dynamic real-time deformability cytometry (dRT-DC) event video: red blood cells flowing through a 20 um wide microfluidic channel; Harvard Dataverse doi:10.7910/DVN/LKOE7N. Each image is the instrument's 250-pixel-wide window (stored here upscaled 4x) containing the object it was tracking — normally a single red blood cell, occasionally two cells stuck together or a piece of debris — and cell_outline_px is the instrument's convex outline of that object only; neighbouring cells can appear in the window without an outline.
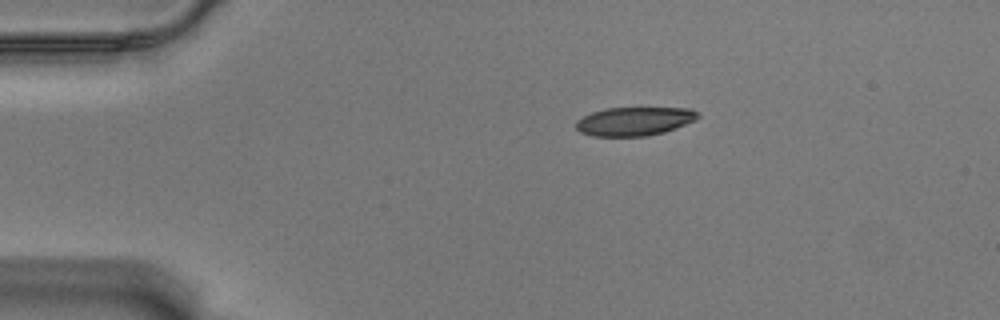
{"species": "Egyptian fruit bat (a non-hibernating species)", "species_latin": "Rousettus aegyptiacus", "temperature_condition": "warm", "stored_images_in_passage": 47, "camera_frame_rate_fps": 3000, "um_per_image_px": 0.085, "animal": {"sex": "male"}, "frame": {"image": 1, "passage_image": 1, "time_ms": 0.0, "image_size_px": [1000, 320], "cell_outline_px": [[700, 116], [696, 120], [676, 128], [664, 132], [648, 136], [592, 136], [580, 132], [576, 128], [576, 120], [592, 112], [604, 108], [692, 108]], "centroid_in_image_um": [53.92, 10.31], "position_along_channel_um": 31.1, "area_um2": 20.4}}
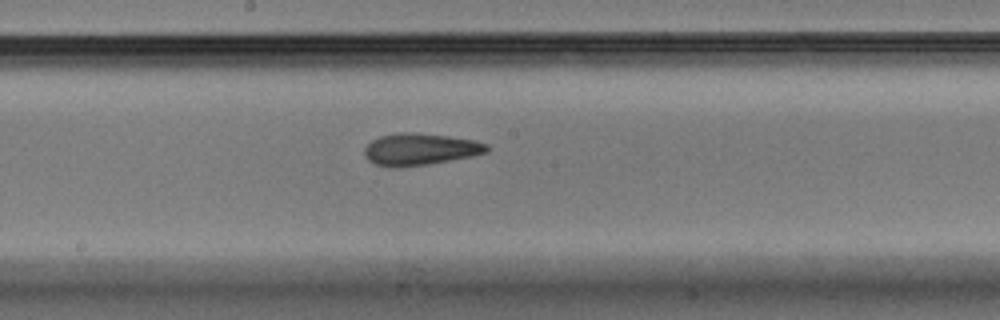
{"frame": {"image": 2, "passage_image": 21, "time_ms": 6.667, "image_size_px": [1000, 320], "cell_outline_px": [[488, 152], [472, 156], [428, 164], [400, 168], [392, 168], [376, 164], [368, 160], [364, 156], [364, 148], [372, 140], [380, 136], [400, 132], [416, 132], [448, 136], [476, 140], [488, 144]], "centroid_in_image_um": [35.69, 12.69], "position_along_channel_um": 212.5, "area_um2": 22.95}}
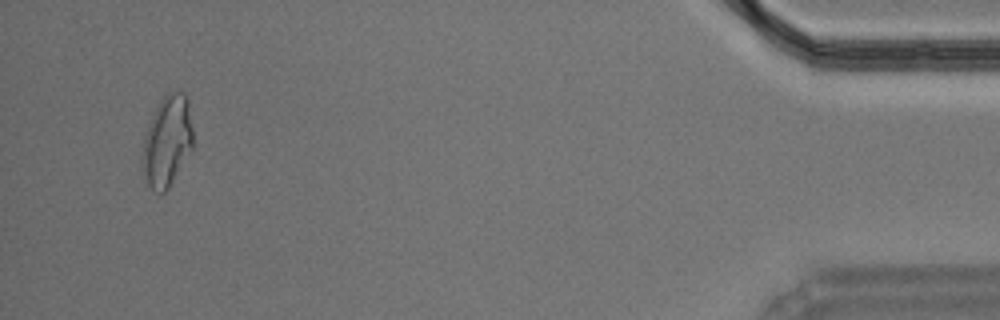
{"frame": {"image": 3, "passage_image": 45, "time_ms": 14.667, "image_size_px": [1000, 320], "cell_outline_px": [[192, 148], [168, 188], [164, 192], [156, 192], [148, 184], [140, 168], [140, 160], [144, 136], [148, 124], [160, 100], [168, 92], [184, 92], [188, 100], [192, 128]], "centroid_in_image_um": [14.17, 12.0], "position_along_channel_um": 421.0, "area_um2": 26.76}, "authors_computed_cell_mechanics": {"area_um2": 22.542, "velocity_mm_per_s": 3.5264, "shape_relaxation_time_tau1_ms": null, "shape_relaxation_time_tau2_ms": 3.323, "deformation_change_tau1": null, "deformation_change_tau2": 0.1106}}